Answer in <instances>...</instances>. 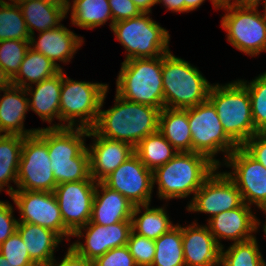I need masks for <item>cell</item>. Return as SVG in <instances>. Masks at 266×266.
I'll return each mask as SVG.
<instances>
[{
    "label": "cell",
    "instance_id": "db71d44e",
    "mask_svg": "<svg viewBox=\"0 0 266 266\" xmlns=\"http://www.w3.org/2000/svg\"><path fill=\"white\" fill-rule=\"evenodd\" d=\"M264 21L266 22V0H264V14L261 15Z\"/></svg>",
    "mask_w": 266,
    "mask_h": 266
},
{
    "label": "cell",
    "instance_id": "bcb514c9",
    "mask_svg": "<svg viewBox=\"0 0 266 266\" xmlns=\"http://www.w3.org/2000/svg\"><path fill=\"white\" fill-rule=\"evenodd\" d=\"M260 2V0H232V2L228 1L226 4L238 8H257L261 4Z\"/></svg>",
    "mask_w": 266,
    "mask_h": 266
},
{
    "label": "cell",
    "instance_id": "7c38bea8",
    "mask_svg": "<svg viewBox=\"0 0 266 266\" xmlns=\"http://www.w3.org/2000/svg\"><path fill=\"white\" fill-rule=\"evenodd\" d=\"M10 197L20 211L18 223H31L56 232L62 239L72 233L64 226L54 192L16 190Z\"/></svg>",
    "mask_w": 266,
    "mask_h": 266
},
{
    "label": "cell",
    "instance_id": "816d5d0a",
    "mask_svg": "<svg viewBox=\"0 0 266 266\" xmlns=\"http://www.w3.org/2000/svg\"><path fill=\"white\" fill-rule=\"evenodd\" d=\"M0 266H14L0 253Z\"/></svg>",
    "mask_w": 266,
    "mask_h": 266
},
{
    "label": "cell",
    "instance_id": "d590c367",
    "mask_svg": "<svg viewBox=\"0 0 266 266\" xmlns=\"http://www.w3.org/2000/svg\"><path fill=\"white\" fill-rule=\"evenodd\" d=\"M239 81L249 92L255 129L259 133H266V72L248 84L244 80Z\"/></svg>",
    "mask_w": 266,
    "mask_h": 266
},
{
    "label": "cell",
    "instance_id": "7dc6e473",
    "mask_svg": "<svg viewBox=\"0 0 266 266\" xmlns=\"http://www.w3.org/2000/svg\"><path fill=\"white\" fill-rule=\"evenodd\" d=\"M142 13H151V7L157 4V0H132Z\"/></svg>",
    "mask_w": 266,
    "mask_h": 266
},
{
    "label": "cell",
    "instance_id": "52a82bcc",
    "mask_svg": "<svg viewBox=\"0 0 266 266\" xmlns=\"http://www.w3.org/2000/svg\"><path fill=\"white\" fill-rule=\"evenodd\" d=\"M62 69L60 98V121L68 124H53L49 128L77 127L92 129L97 122L100 108L103 106L108 85L71 80Z\"/></svg>",
    "mask_w": 266,
    "mask_h": 266
},
{
    "label": "cell",
    "instance_id": "9c48e42d",
    "mask_svg": "<svg viewBox=\"0 0 266 266\" xmlns=\"http://www.w3.org/2000/svg\"><path fill=\"white\" fill-rule=\"evenodd\" d=\"M192 152L206 156L218 168L221 165L214 156L222 151L226 158L238 145L226 134L213 104L207 99L188 108Z\"/></svg>",
    "mask_w": 266,
    "mask_h": 266
},
{
    "label": "cell",
    "instance_id": "f1b7e54d",
    "mask_svg": "<svg viewBox=\"0 0 266 266\" xmlns=\"http://www.w3.org/2000/svg\"><path fill=\"white\" fill-rule=\"evenodd\" d=\"M24 137L20 135L0 134V191L6 185L10 196L16 189L9 186L12 180L17 185V174Z\"/></svg>",
    "mask_w": 266,
    "mask_h": 266
},
{
    "label": "cell",
    "instance_id": "d6a6232c",
    "mask_svg": "<svg viewBox=\"0 0 266 266\" xmlns=\"http://www.w3.org/2000/svg\"><path fill=\"white\" fill-rule=\"evenodd\" d=\"M155 241V255L151 266H185L182 227L175 225Z\"/></svg>",
    "mask_w": 266,
    "mask_h": 266
},
{
    "label": "cell",
    "instance_id": "603a6c76",
    "mask_svg": "<svg viewBox=\"0 0 266 266\" xmlns=\"http://www.w3.org/2000/svg\"><path fill=\"white\" fill-rule=\"evenodd\" d=\"M4 95L0 98V134L29 136L37 129L26 130L24 128L25 114L29 109V98L25 88L10 85L0 90Z\"/></svg>",
    "mask_w": 266,
    "mask_h": 266
},
{
    "label": "cell",
    "instance_id": "83f0119b",
    "mask_svg": "<svg viewBox=\"0 0 266 266\" xmlns=\"http://www.w3.org/2000/svg\"><path fill=\"white\" fill-rule=\"evenodd\" d=\"M60 69L43 54L29 48L17 74L11 79L12 85L27 88L57 74ZM22 77V78H21ZM29 81V83L27 82ZM30 84V85H29Z\"/></svg>",
    "mask_w": 266,
    "mask_h": 266
},
{
    "label": "cell",
    "instance_id": "5b68a950",
    "mask_svg": "<svg viewBox=\"0 0 266 266\" xmlns=\"http://www.w3.org/2000/svg\"><path fill=\"white\" fill-rule=\"evenodd\" d=\"M164 108L187 109L208 99L211 84L187 61L168 52L162 66Z\"/></svg>",
    "mask_w": 266,
    "mask_h": 266
},
{
    "label": "cell",
    "instance_id": "ba28073f",
    "mask_svg": "<svg viewBox=\"0 0 266 266\" xmlns=\"http://www.w3.org/2000/svg\"><path fill=\"white\" fill-rule=\"evenodd\" d=\"M149 13L113 23L112 31L127 51L125 60L161 57L169 51L170 35Z\"/></svg>",
    "mask_w": 266,
    "mask_h": 266
},
{
    "label": "cell",
    "instance_id": "d6986e66",
    "mask_svg": "<svg viewBox=\"0 0 266 266\" xmlns=\"http://www.w3.org/2000/svg\"><path fill=\"white\" fill-rule=\"evenodd\" d=\"M259 225V220L245 203L208 220V228L221 248L223 245L220 238L232 240L234 243L244 242L255 237L252 233L258 230Z\"/></svg>",
    "mask_w": 266,
    "mask_h": 266
},
{
    "label": "cell",
    "instance_id": "ee69618b",
    "mask_svg": "<svg viewBox=\"0 0 266 266\" xmlns=\"http://www.w3.org/2000/svg\"><path fill=\"white\" fill-rule=\"evenodd\" d=\"M55 258L49 266H94V262L78 254L71 246L60 263L55 262Z\"/></svg>",
    "mask_w": 266,
    "mask_h": 266
},
{
    "label": "cell",
    "instance_id": "b9f144b4",
    "mask_svg": "<svg viewBox=\"0 0 266 266\" xmlns=\"http://www.w3.org/2000/svg\"><path fill=\"white\" fill-rule=\"evenodd\" d=\"M113 22L139 16L142 12L132 0H108Z\"/></svg>",
    "mask_w": 266,
    "mask_h": 266
},
{
    "label": "cell",
    "instance_id": "60d3db41",
    "mask_svg": "<svg viewBox=\"0 0 266 266\" xmlns=\"http://www.w3.org/2000/svg\"><path fill=\"white\" fill-rule=\"evenodd\" d=\"M12 213L13 206L0 201V245L17 230L18 220Z\"/></svg>",
    "mask_w": 266,
    "mask_h": 266
},
{
    "label": "cell",
    "instance_id": "ac0fdd59",
    "mask_svg": "<svg viewBox=\"0 0 266 266\" xmlns=\"http://www.w3.org/2000/svg\"><path fill=\"white\" fill-rule=\"evenodd\" d=\"M95 139L88 148L90 176L96 182H102L124 161L134 154V147L123 141H115L99 136L89 129L88 137Z\"/></svg>",
    "mask_w": 266,
    "mask_h": 266
},
{
    "label": "cell",
    "instance_id": "4fadbf2b",
    "mask_svg": "<svg viewBox=\"0 0 266 266\" xmlns=\"http://www.w3.org/2000/svg\"><path fill=\"white\" fill-rule=\"evenodd\" d=\"M234 171L225 172L241 192L243 202L258 208L266 205V168L242 146H238L225 160Z\"/></svg>",
    "mask_w": 266,
    "mask_h": 266
},
{
    "label": "cell",
    "instance_id": "9a60e30c",
    "mask_svg": "<svg viewBox=\"0 0 266 266\" xmlns=\"http://www.w3.org/2000/svg\"><path fill=\"white\" fill-rule=\"evenodd\" d=\"M96 184L94 180L66 182L54 190L64 226L72 234L90 222Z\"/></svg>",
    "mask_w": 266,
    "mask_h": 266
},
{
    "label": "cell",
    "instance_id": "f546056e",
    "mask_svg": "<svg viewBox=\"0 0 266 266\" xmlns=\"http://www.w3.org/2000/svg\"><path fill=\"white\" fill-rule=\"evenodd\" d=\"M141 207H143L145 211L141 216L137 217V215L142 212ZM149 207V204L134 206L131 217L132 231L140 236L156 240L175 225H173L168 218L169 216L166 214L164 207Z\"/></svg>",
    "mask_w": 266,
    "mask_h": 266
},
{
    "label": "cell",
    "instance_id": "484cf974",
    "mask_svg": "<svg viewBox=\"0 0 266 266\" xmlns=\"http://www.w3.org/2000/svg\"><path fill=\"white\" fill-rule=\"evenodd\" d=\"M19 5L22 16L26 22L30 36H34V30L43 32L47 29L57 28L68 15L71 3L56 4L46 1L16 2Z\"/></svg>",
    "mask_w": 266,
    "mask_h": 266
},
{
    "label": "cell",
    "instance_id": "f5cc1de1",
    "mask_svg": "<svg viewBox=\"0 0 266 266\" xmlns=\"http://www.w3.org/2000/svg\"><path fill=\"white\" fill-rule=\"evenodd\" d=\"M259 209H261L262 211H264V213L266 214V205L264 206H261ZM266 220V219H265ZM266 222V221H265ZM263 230H264V233L266 235V223L264 224L263 226ZM266 237V236H265Z\"/></svg>",
    "mask_w": 266,
    "mask_h": 266
},
{
    "label": "cell",
    "instance_id": "cb8c5ba5",
    "mask_svg": "<svg viewBox=\"0 0 266 266\" xmlns=\"http://www.w3.org/2000/svg\"><path fill=\"white\" fill-rule=\"evenodd\" d=\"M17 231L26 245L30 259L37 266H49L62 238L50 229L31 223H18Z\"/></svg>",
    "mask_w": 266,
    "mask_h": 266
},
{
    "label": "cell",
    "instance_id": "d4e9b609",
    "mask_svg": "<svg viewBox=\"0 0 266 266\" xmlns=\"http://www.w3.org/2000/svg\"><path fill=\"white\" fill-rule=\"evenodd\" d=\"M36 88L28 86L26 92L29 98V109L34 111L43 120L51 123L53 118L60 120V98L62 85V70L54 76L36 83Z\"/></svg>",
    "mask_w": 266,
    "mask_h": 266
},
{
    "label": "cell",
    "instance_id": "7402d4cb",
    "mask_svg": "<svg viewBox=\"0 0 266 266\" xmlns=\"http://www.w3.org/2000/svg\"><path fill=\"white\" fill-rule=\"evenodd\" d=\"M101 188V191L98 189ZM101 192V195H100ZM134 205L122 194L97 182L90 222L102 226L131 221Z\"/></svg>",
    "mask_w": 266,
    "mask_h": 266
},
{
    "label": "cell",
    "instance_id": "3957f363",
    "mask_svg": "<svg viewBox=\"0 0 266 266\" xmlns=\"http://www.w3.org/2000/svg\"><path fill=\"white\" fill-rule=\"evenodd\" d=\"M216 168L202 154L178 152L166 164L153 171V185L158 184L160 199L186 198L195 194Z\"/></svg>",
    "mask_w": 266,
    "mask_h": 266
},
{
    "label": "cell",
    "instance_id": "836d02e7",
    "mask_svg": "<svg viewBox=\"0 0 266 266\" xmlns=\"http://www.w3.org/2000/svg\"><path fill=\"white\" fill-rule=\"evenodd\" d=\"M0 0V41H29L30 34L19 5Z\"/></svg>",
    "mask_w": 266,
    "mask_h": 266
},
{
    "label": "cell",
    "instance_id": "f35d334b",
    "mask_svg": "<svg viewBox=\"0 0 266 266\" xmlns=\"http://www.w3.org/2000/svg\"><path fill=\"white\" fill-rule=\"evenodd\" d=\"M127 246L137 266H151L155 255V241L131 231Z\"/></svg>",
    "mask_w": 266,
    "mask_h": 266
},
{
    "label": "cell",
    "instance_id": "44dd1931",
    "mask_svg": "<svg viewBox=\"0 0 266 266\" xmlns=\"http://www.w3.org/2000/svg\"><path fill=\"white\" fill-rule=\"evenodd\" d=\"M35 40L34 36L30 37V48L46 56L60 70L62 68L56 61L70 62L84 42L80 36L78 37L64 25L40 32L38 40Z\"/></svg>",
    "mask_w": 266,
    "mask_h": 266
},
{
    "label": "cell",
    "instance_id": "f907efd6",
    "mask_svg": "<svg viewBox=\"0 0 266 266\" xmlns=\"http://www.w3.org/2000/svg\"><path fill=\"white\" fill-rule=\"evenodd\" d=\"M14 2H28V1H35V0H10ZM39 1H46V2H51V3H56V4H67V0H39Z\"/></svg>",
    "mask_w": 266,
    "mask_h": 266
},
{
    "label": "cell",
    "instance_id": "8d00e7d4",
    "mask_svg": "<svg viewBox=\"0 0 266 266\" xmlns=\"http://www.w3.org/2000/svg\"><path fill=\"white\" fill-rule=\"evenodd\" d=\"M29 48V41H0V66L4 69V72L10 79H12L19 71L21 63Z\"/></svg>",
    "mask_w": 266,
    "mask_h": 266
},
{
    "label": "cell",
    "instance_id": "74e56055",
    "mask_svg": "<svg viewBox=\"0 0 266 266\" xmlns=\"http://www.w3.org/2000/svg\"><path fill=\"white\" fill-rule=\"evenodd\" d=\"M0 253L14 266H37L17 230L0 245Z\"/></svg>",
    "mask_w": 266,
    "mask_h": 266
},
{
    "label": "cell",
    "instance_id": "c3c4849f",
    "mask_svg": "<svg viewBox=\"0 0 266 266\" xmlns=\"http://www.w3.org/2000/svg\"><path fill=\"white\" fill-rule=\"evenodd\" d=\"M205 0H183L184 4H185V12H189L192 10L197 9ZM213 6L216 9H219V5L214 1L211 0Z\"/></svg>",
    "mask_w": 266,
    "mask_h": 266
},
{
    "label": "cell",
    "instance_id": "ab89813d",
    "mask_svg": "<svg viewBox=\"0 0 266 266\" xmlns=\"http://www.w3.org/2000/svg\"><path fill=\"white\" fill-rule=\"evenodd\" d=\"M93 262L94 266H137L127 245L111 249Z\"/></svg>",
    "mask_w": 266,
    "mask_h": 266
},
{
    "label": "cell",
    "instance_id": "4dcf8cb0",
    "mask_svg": "<svg viewBox=\"0 0 266 266\" xmlns=\"http://www.w3.org/2000/svg\"><path fill=\"white\" fill-rule=\"evenodd\" d=\"M174 150V151H173ZM134 153L151 171L166 164L178 152L159 132L148 135L135 147Z\"/></svg>",
    "mask_w": 266,
    "mask_h": 266
},
{
    "label": "cell",
    "instance_id": "7a4b0ae2",
    "mask_svg": "<svg viewBox=\"0 0 266 266\" xmlns=\"http://www.w3.org/2000/svg\"><path fill=\"white\" fill-rule=\"evenodd\" d=\"M160 110L150 105L132 102L115 95V104L99 110L92 128L106 139L123 141L135 147L142 139L158 131Z\"/></svg>",
    "mask_w": 266,
    "mask_h": 266
},
{
    "label": "cell",
    "instance_id": "5bb4252c",
    "mask_svg": "<svg viewBox=\"0 0 266 266\" xmlns=\"http://www.w3.org/2000/svg\"><path fill=\"white\" fill-rule=\"evenodd\" d=\"M218 167L206 178L200 189L193 195L187 210L211 214V217L240 207L244 202L241 192L225 173H217Z\"/></svg>",
    "mask_w": 266,
    "mask_h": 266
},
{
    "label": "cell",
    "instance_id": "e575fe53",
    "mask_svg": "<svg viewBox=\"0 0 266 266\" xmlns=\"http://www.w3.org/2000/svg\"><path fill=\"white\" fill-rule=\"evenodd\" d=\"M221 248V266H265V260L259 250L256 237L234 243L224 251Z\"/></svg>",
    "mask_w": 266,
    "mask_h": 266
},
{
    "label": "cell",
    "instance_id": "f6af8a7d",
    "mask_svg": "<svg viewBox=\"0 0 266 266\" xmlns=\"http://www.w3.org/2000/svg\"><path fill=\"white\" fill-rule=\"evenodd\" d=\"M158 3H163L167 10L174 12H185V4L183 0H157Z\"/></svg>",
    "mask_w": 266,
    "mask_h": 266
},
{
    "label": "cell",
    "instance_id": "e0dca14e",
    "mask_svg": "<svg viewBox=\"0 0 266 266\" xmlns=\"http://www.w3.org/2000/svg\"><path fill=\"white\" fill-rule=\"evenodd\" d=\"M82 230L86 231L85 235ZM131 231V221L117 222L107 226L89 222L72 234L78 238L84 235L85 245L77 241L70 246L81 256L94 261L111 249L126 246Z\"/></svg>",
    "mask_w": 266,
    "mask_h": 266
},
{
    "label": "cell",
    "instance_id": "6da1fadb",
    "mask_svg": "<svg viewBox=\"0 0 266 266\" xmlns=\"http://www.w3.org/2000/svg\"><path fill=\"white\" fill-rule=\"evenodd\" d=\"M47 144L51 169L58 184L93 180L90 176L89 153L83 137L86 128H38L36 132Z\"/></svg>",
    "mask_w": 266,
    "mask_h": 266
},
{
    "label": "cell",
    "instance_id": "2e32d148",
    "mask_svg": "<svg viewBox=\"0 0 266 266\" xmlns=\"http://www.w3.org/2000/svg\"><path fill=\"white\" fill-rule=\"evenodd\" d=\"M102 182L122 194L134 206L151 202L153 171L149 170L135 153Z\"/></svg>",
    "mask_w": 266,
    "mask_h": 266
},
{
    "label": "cell",
    "instance_id": "681fc988",
    "mask_svg": "<svg viewBox=\"0 0 266 266\" xmlns=\"http://www.w3.org/2000/svg\"><path fill=\"white\" fill-rule=\"evenodd\" d=\"M11 84V79L4 72V69L0 66V90L8 88Z\"/></svg>",
    "mask_w": 266,
    "mask_h": 266
},
{
    "label": "cell",
    "instance_id": "4316f807",
    "mask_svg": "<svg viewBox=\"0 0 266 266\" xmlns=\"http://www.w3.org/2000/svg\"><path fill=\"white\" fill-rule=\"evenodd\" d=\"M158 131L177 152H192L188 108H163L159 113Z\"/></svg>",
    "mask_w": 266,
    "mask_h": 266
},
{
    "label": "cell",
    "instance_id": "277c9868",
    "mask_svg": "<svg viewBox=\"0 0 266 266\" xmlns=\"http://www.w3.org/2000/svg\"><path fill=\"white\" fill-rule=\"evenodd\" d=\"M117 81L116 93L129 101L164 108L163 56L124 60Z\"/></svg>",
    "mask_w": 266,
    "mask_h": 266
},
{
    "label": "cell",
    "instance_id": "ffe728a7",
    "mask_svg": "<svg viewBox=\"0 0 266 266\" xmlns=\"http://www.w3.org/2000/svg\"><path fill=\"white\" fill-rule=\"evenodd\" d=\"M185 266H220L221 247L207 225L182 227Z\"/></svg>",
    "mask_w": 266,
    "mask_h": 266
},
{
    "label": "cell",
    "instance_id": "1f68e13d",
    "mask_svg": "<svg viewBox=\"0 0 266 266\" xmlns=\"http://www.w3.org/2000/svg\"><path fill=\"white\" fill-rule=\"evenodd\" d=\"M72 2L70 18L72 24L83 29H93L111 19L109 26L112 28L114 22L108 0H73Z\"/></svg>",
    "mask_w": 266,
    "mask_h": 266
},
{
    "label": "cell",
    "instance_id": "7bdbcfd3",
    "mask_svg": "<svg viewBox=\"0 0 266 266\" xmlns=\"http://www.w3.org/2000/svg\"><path fill=\"white\" fill-rule=\"evenodd\" d=\"M242 147L266 168V133L254 134Z\"/></svg>",
    "mask_w": 266,
    "mask_h": 266
},
{
    "label": "cell",
    "instance_id": "11a10c76",
    "mask_svg": "<svg viewBox=\"0 0 266 266\" xmlns=\"http://www.w3.org/2000/svg\"><path fill=\"white\" fill-rule=\"evenodd\" d=\"M218 5H221V4H224V3H227L228 1H231V0H214Z\"/></svg>",
    "mask_w": 266,
    "mask_h": 266
},
{
    "label": "cell",
    "instance_id": "8fae6325",
    "mask_svg": "<svg viewBox=\"0 0 266 266\" xmlns=\"http://www.w3.org/2000/svg\"><path fill=\"white\" fill-rule=\"evenodd\" d=\"M46 142L37 134L24 137L16 190L54 192L55 181Z\"/></svg>",
    "mask_w": 266,
    "mask_h": 266
},
{
    "label": "cell",
    "instance_id": "8992f818",
    "mask_svg": "<svg viewBox=\"0 0 266 266\" xmlns=\"http://www.w3.org/2000/svg\"><path fill=\"white\" fill-rule=\"evenodd\" d=\"M208 100L213 104L224 131L238 146L259 133L252 119L249 92L239 80L224 86L212 85Z\"/></svg>",
    "mask_w": 266,
    "mask_h": 266
},
{
    "label": "cell",
    "instance_id": "30bf717a",
    "mask_svg": "<svg viewBox=\"0 0 266 266\" xmlns=\"http://www.w3.org/2000/svg\"><path fill=\"white\" fill-rule=\"evenodd\" d=\"M219 8L227 11L221 26L230 44L251 57L266 51V22L258 8H238L226 3Z\"/></svg>",
    "mask_w": 266,
    "mask_h": 266
}]
</instances>
